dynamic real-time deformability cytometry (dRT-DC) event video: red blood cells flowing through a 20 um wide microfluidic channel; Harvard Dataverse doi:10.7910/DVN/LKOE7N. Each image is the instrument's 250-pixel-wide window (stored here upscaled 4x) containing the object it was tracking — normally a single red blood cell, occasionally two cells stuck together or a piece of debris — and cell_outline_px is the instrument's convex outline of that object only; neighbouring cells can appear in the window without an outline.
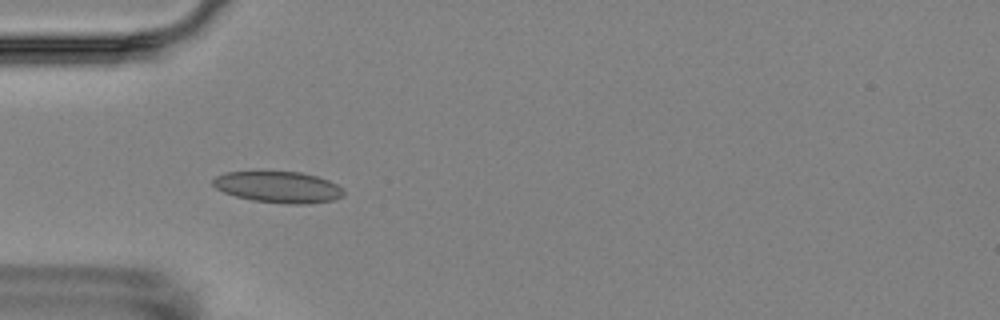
{"species": "Egyptian fruit bat (a non-hibernating species)", "species_latin": "Rousettus aegyptiacus", "temperature_condition": "room temperature", "stored_images_in_passage": 5, "camera_frame_rate_fps": 3000, "um_per_image_px": 0.085, "animal": {"sex": "female"}, "frame": {"image": 1, "passage_image": 4, "time_ms": 4.333, "image_size_px": [1000, 320], "cell_outline_px": [[344, 196], [336, 200], [308, 204], [288, 204], [252, 200], [236, 196], [224, 192], [216, 188], [212, 184], [212, 180], [216, 176], [224, 172], [300, 172], [316, 176], [328, 180], [344, 188]], "centroid_in_image_um": [23.69, 15.91], "position_along_channel_um": 61.3, "area_um2": 23.93}}